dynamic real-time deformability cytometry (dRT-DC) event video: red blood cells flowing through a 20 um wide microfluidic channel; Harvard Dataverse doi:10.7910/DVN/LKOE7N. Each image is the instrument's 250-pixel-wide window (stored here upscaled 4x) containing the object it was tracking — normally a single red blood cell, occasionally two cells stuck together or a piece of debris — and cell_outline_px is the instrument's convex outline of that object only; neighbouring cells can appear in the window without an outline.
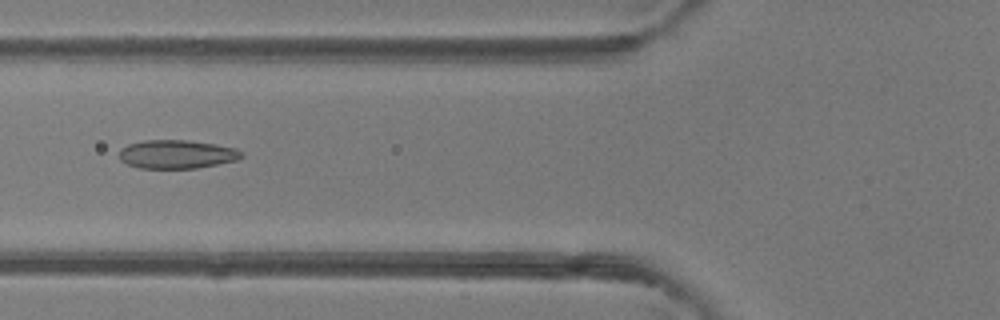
{"species": "common noctule bat (a hibernating species)", "species_latin": "Nyctalus noctula", "temperature_condition": "room temperature", "stored_images_in_passage": 49, "camera_frame_rate_fps": 3000, "um_per_image_px": 0.085, "animal": {"sex": "female"}, "frame": {"image": 1, "passage_image": 19, "time_ms": 6.0, "image_size_px": [1000, 320], "cell_outline_px": [[244, 156], [236, 160], [196, 168], [140, 168], [128, 164], [120, 160], [120, 148], [128, 144], [144, 140], [188, 140], [216, 144], [236, 148], [244, 152]], "centroid_in_image_um": [15.04, 13.1], "position_along_channel_um": 110.8, "area_um2": 20.4}}
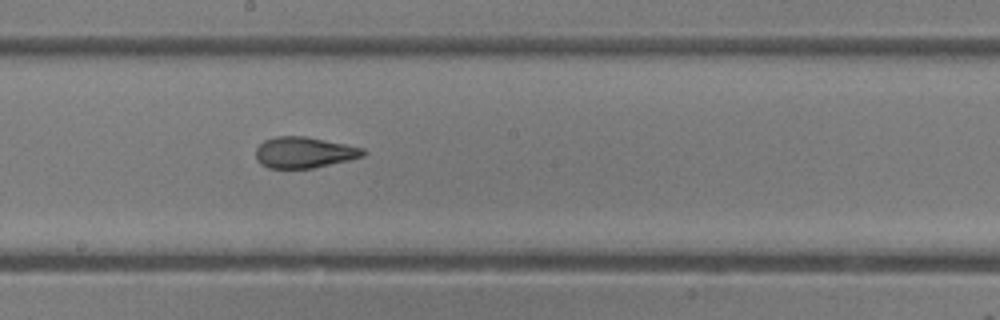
{"frame": {"image": 2, "passage_image": 27, "time_ms": 8.667, "image_size_px": [1000, 320], "cell_outline_px": [[368, 152], [364, 156], [348, 160], [312, 168], [268, 168], [260, 164], [256, 160], [256, 148], [264, 140], [276, 136], [304, 136], [364, 148]], "centroid_in_image_um": [25.83, 12.96], "position_along_channel_um": 222.4, "area_um2": 19.36}}
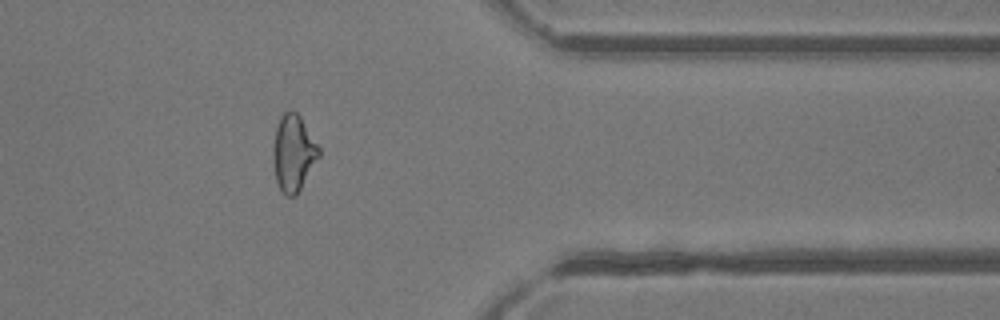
{"frame": {"image": 3, "passage_image": 40, "time_ms": 13.0, "image_size_px": [1000, 320], "cell_outline_px": [[320, 156], [296, 196], [288, 196], [280, 188], [276, 180], [272, 160], [272, 148], [276, 128], [280, 116], [284, 112], [292, 108], [300, 116], [320, 148]], "centroid_in_image_um": [24.93, 12.98], "position_along_channel_um": 386.5, "area_um2": 20.46}, "authors_computed_cell_mechanics": {"area_um2": 20.808, "velocity_mm_per_s": 4.1722, "shape_relaxation_time_tau1_ms": 6.8848, "shape_relaxation_time_tau2_ms": 1.4771, "deformation_change_tau1": 0.1779, "deformation_change_tau2": 0.0803}}